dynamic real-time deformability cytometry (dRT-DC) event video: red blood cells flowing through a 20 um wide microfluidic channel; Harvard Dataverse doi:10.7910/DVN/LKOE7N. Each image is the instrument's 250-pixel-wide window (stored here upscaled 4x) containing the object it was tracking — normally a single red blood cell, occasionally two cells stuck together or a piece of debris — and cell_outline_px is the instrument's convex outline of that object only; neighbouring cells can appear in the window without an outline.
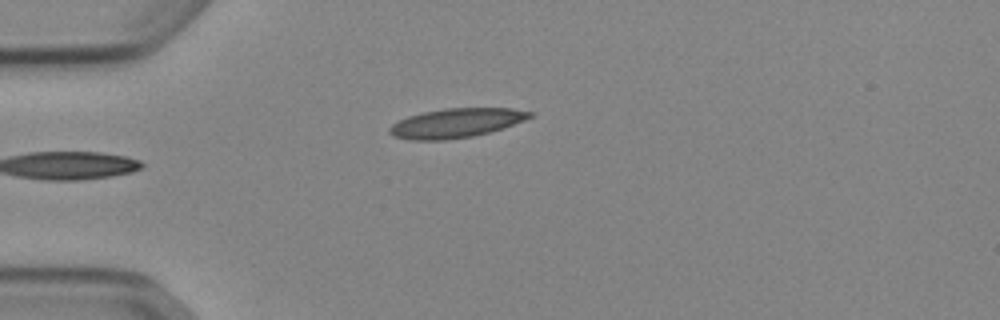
{"species": "Egyptian fruit bat (a non-hibernating species)", "species_latin": "Rousettus aegyptiacus", "temperature_condition": "cold", "stored_images_in_passage": 34, "camera_frame_rate_fps": 3000, "um_per_image_px": 0.085, "animal": {"sex": "female"}, "frame": {"image": 1, "passage_image": 1, "time_ms": 0.0, "image_size_px": [1000, 320], "cell_outline_px": [[532, 116], [524, 120], [488, 132], [472, 136], [444, 140], [412, 140], [392, 136], [388, 132], [388, 128], [392, 124], [408, 116], [424, 112], [444, 108], [512, 108], [532, 112]], "centroid_in_image_um": [38.71, 10.45], "position_along_channel_um": 46.3, "area_um2": 23.64}}
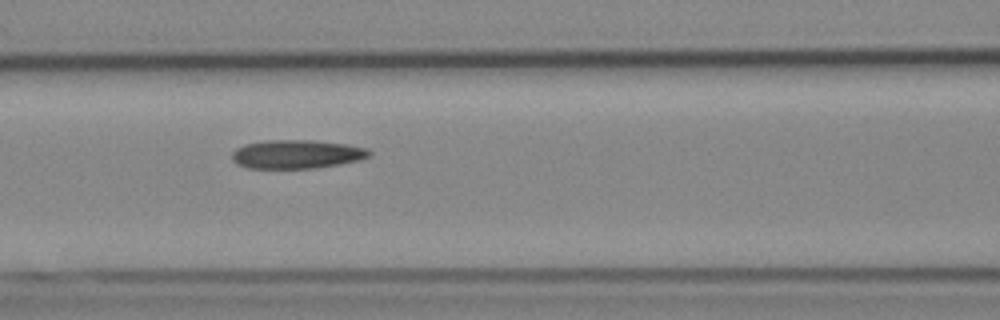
{"frame": {"image": 2, "passage_image": 10, "time_ms": 3.0, "image_size_px": [1000, 320], "cell_outline_px": [[372, 156], [360, 160], [340, 164], [316, 168], [248, 168], [236, 164], [232, 160], [232, 152], [236, 148], [244, 144], [264, 140], [312, 140], [344, 144], [368, 148], [372, 152]], "centroid_in_image_um": [25.22, 13.11], "position_along_channel_um": 141.4, "area_um2": 23.18}}
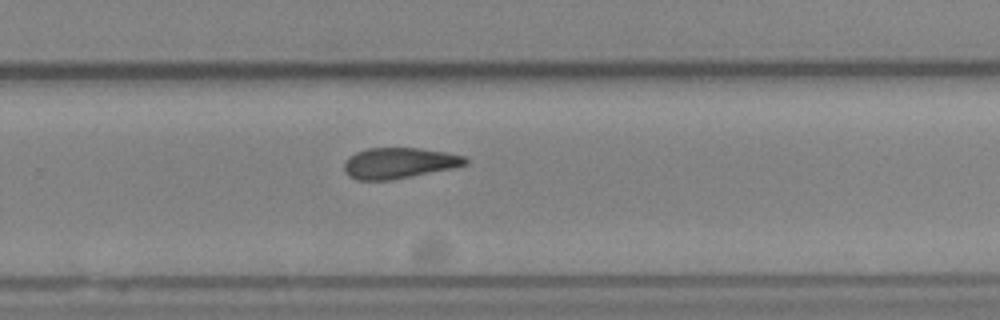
{"frame": {"image": 3, "passage_image": 22, "time_ms": 7.0, "image_size_px": [1000, 320], "cell_outline_px": [[468, 164], [452, 168], [392, 180], [356, 180], [348, 176], [344, 172], [344, 160], [348, 156], [356, 152], [368, 148], [420, 148], [448, 152], [464, 156], [468, 160]], "centroid_in_image_um": [33.89, 13.86], "position_along_channel_um": 295.9, "area_um2": 21.96}, "authors_computed_cell_mechanics": {"area_um2": 22.5709, "velocity_mm_per_s": 3.8799, "shape_relaxation_time_tau1_ms": null, "shape_relaxation_time_tau2_ms": 7.9605, "deformation_change_tau1": null, "deformation_change_tau2": 0.1656}}